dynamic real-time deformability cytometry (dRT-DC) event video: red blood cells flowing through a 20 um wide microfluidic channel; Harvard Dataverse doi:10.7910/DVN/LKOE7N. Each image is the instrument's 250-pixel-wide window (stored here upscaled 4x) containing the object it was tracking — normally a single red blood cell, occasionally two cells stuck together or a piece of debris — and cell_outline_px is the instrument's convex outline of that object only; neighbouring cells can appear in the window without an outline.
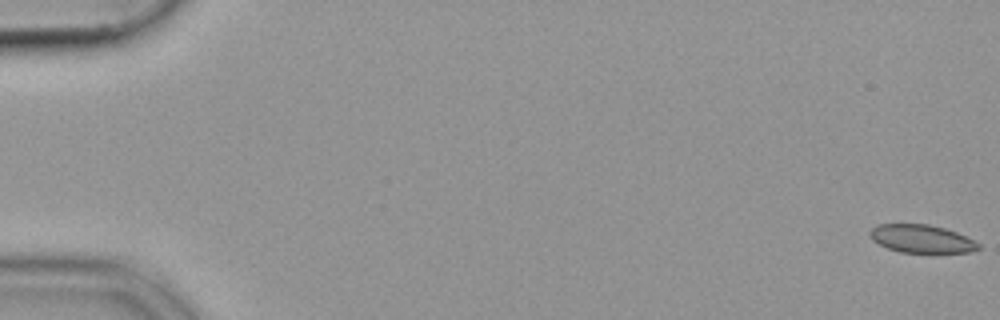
{"species": "common noctule bat (a hibernating species)", "species_latin": "Nyctalus noctula", "temperature_condition": "cold", "stored_images_in_passage": 54, "camera_frame_rate_fps": 3000, "um_per_image_px": 0.085, "animal": {"sex": "female", "body_mass_g": 19.9}, "frame": {"image": 1, "passage_image": 1, "time_ms": 0.0, "image_size_px": [1000, 320], "cell_outline_px": [[980, 248], [972, 252], [900, 252], [888, 248], [872, 240], [868, 232], [876, 224], [928, 224], [944, 228], [956, 232], [980, 244]], "centroid_in_image_um": [78.3, 20.29], "position_along_channel_um": 6.7, "area_um2": 17.57}}
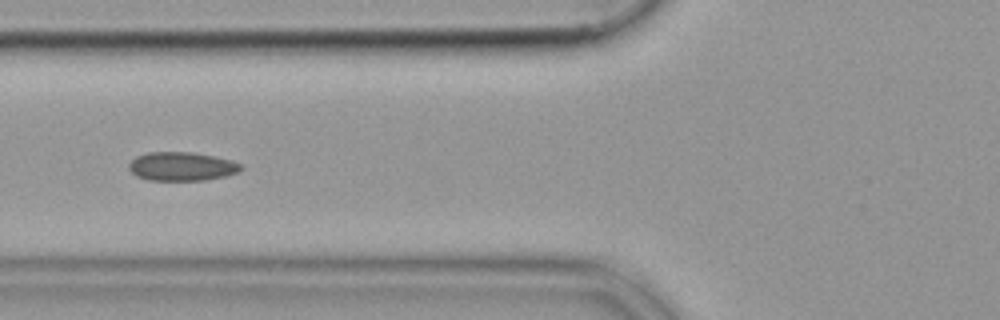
{"frame": {"image": 2, "passage_image": 22, "time_ms": 7.0, "image_size_px": [1000, 320], "cell_outline_px": [[244, 168], [240, 172], [224, 176], [204, 180], [148, 180], [136, 176], [128, 168], [128, 164], [136, 156], [148, 152], [192, 152], [232, 160], [244, 164]], "centroid_in_image_um": [15.48, 14.14], "position_along_channel_um": 110.3, "area_um2": 18.9}}
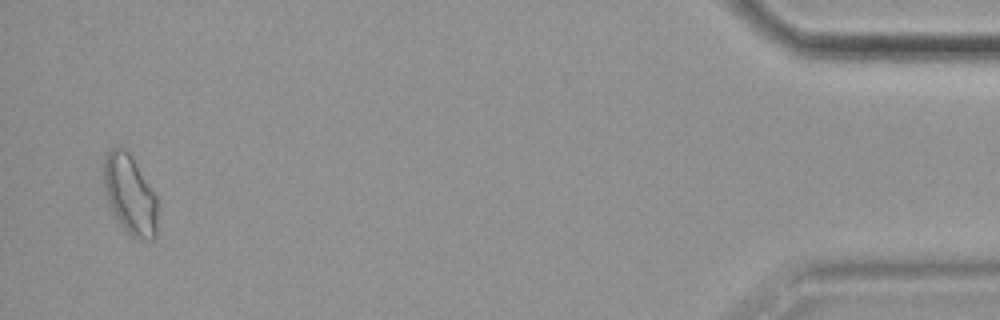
{"frame": {"image": 3, "passage_image": 53, "time_ms": 17.333, "image_size_px": [1000, 320], "cell_outline_px": [[156, 236], [152, 240], [144, 240], [132, 236], [120, 224], [108, 204], [104, 192], [104, 160], [108, 152], [112, 148], [124, 148], [128, 152], [156, 196]], "centroid_in_image_um": [11.02, 16.57], "position_along_channel_um": 424.2, "area_um2": 24.39}}